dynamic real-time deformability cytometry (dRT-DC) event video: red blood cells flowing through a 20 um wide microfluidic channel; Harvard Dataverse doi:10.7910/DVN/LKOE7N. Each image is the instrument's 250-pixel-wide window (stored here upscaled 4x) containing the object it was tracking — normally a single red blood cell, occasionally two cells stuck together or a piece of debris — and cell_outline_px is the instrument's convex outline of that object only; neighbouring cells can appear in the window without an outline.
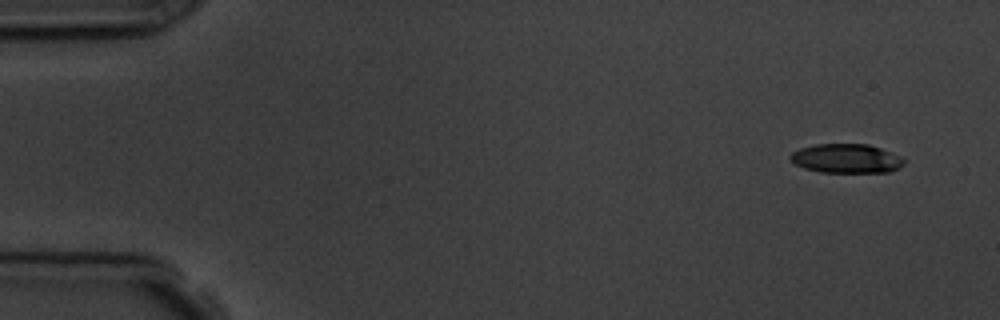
{"species": "common noctule bat (a hibernating species)", "species_latin": "Nyctalus noctula", "temperature_condition": "room temperature", "stored_images_in_passage": 5, "camera_frame_rate_fps": 3000, "um_per_image_px": 0.085, "animal": {"sex": "male", "body_mass_g": 19.5, "forearm_length_mm": 54.6}, "frame": {"image": 1, "passage_image": 1, "time_ms": 0.0, "image_size_px": [1000, 320], "cell_outline_px": [[904, 164], [900, 168], [892, 172], [820, 172], [804, 168], [788, 160], [788, 156], [792, 152], [800, 148], [816, 144], [868, 144], [880, 148], [900, 156], [904, 160]], "centroid_in_image_um": [71.92, 13.47], "position_along_channel_um": 13.1, "area_um2": 19.42}}